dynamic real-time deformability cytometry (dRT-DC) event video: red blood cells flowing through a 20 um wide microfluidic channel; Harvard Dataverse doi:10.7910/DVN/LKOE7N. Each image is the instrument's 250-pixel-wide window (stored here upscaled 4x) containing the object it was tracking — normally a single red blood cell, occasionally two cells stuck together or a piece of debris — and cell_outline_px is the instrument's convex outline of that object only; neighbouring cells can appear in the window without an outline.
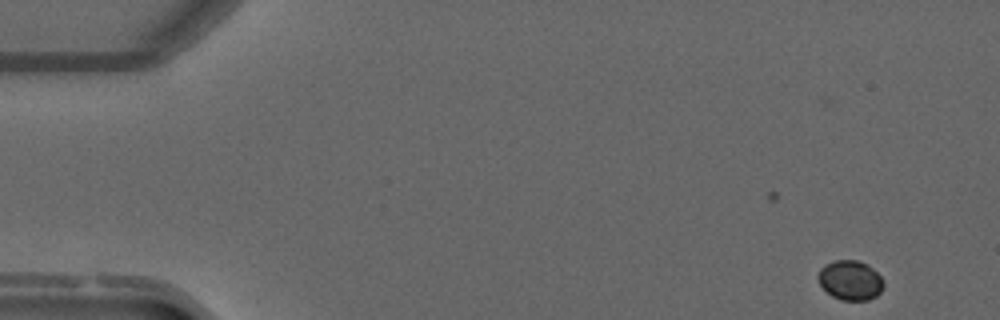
{"species": "common noctule bat (a hibernating species)", "species_latin": "Nyctalus noctula", "temperature_condition": "warm", "stored_images_in_passage": 32, "camera_frame_rate_fps": 3000, "um_per_image_px": 0.085, "animal": {"sex": "male", "forearm_length_mm": 52.5}, "frame": {"image": 1, "passage_image": 1, "time_ms": 0.0, "image_size_px": [1000, 320], "cell_outline_px": [[884, 288], [876, 296], [868, 300], [840, 300], [832, 296], [820, 284], [816, 276], [820, 268], [824, 264], [836, 260], [856, 260], [868, 264], [884, 280]], "centroid_in_image_um": [72.27, 23.81], "position_along_channel_um": 12.7, "area_um2": 15.26}}
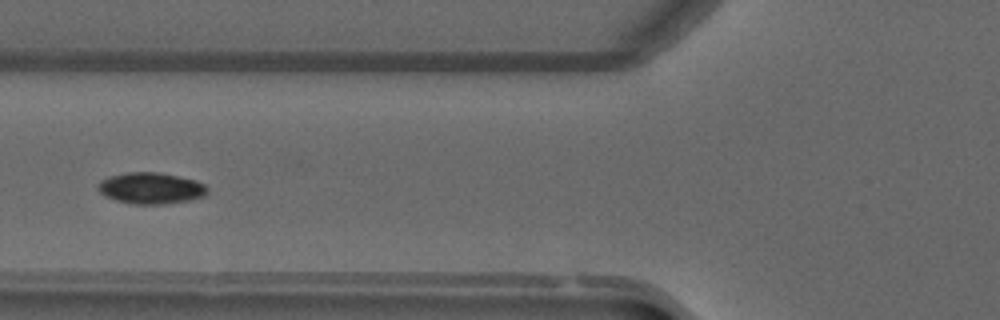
{"frame": {"image": 2, "passage_image": 18, "time_ms": 5.667, "image_size_px": [1000, 320], "cell_outline_px": [[208, 192], [204, 196], [188, 200], [160, 204], [136, 204], [116, 200], [104, 196], [96, 188], [96, 184], [100, 180], [108, 176], [128, 172], [156, 172], [196, 180], [204, 184], [208, 188]], "centroid_in_image_um": [12.78, 15.99], "position_along_channel_um": 113.0, "area_um2": 19.94}}
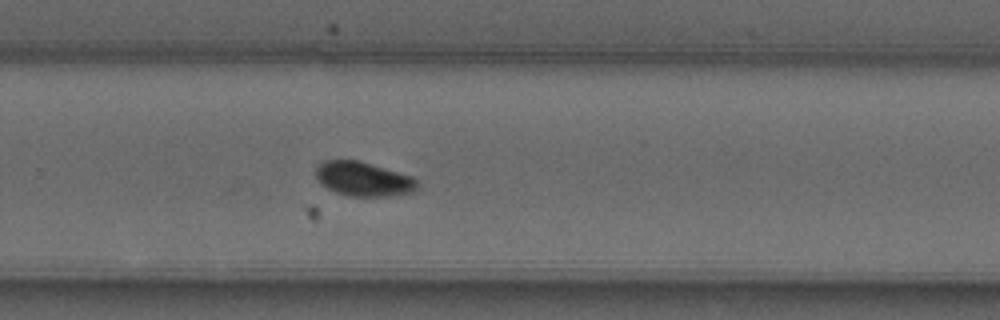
{"frame": {"image": 3, "passage_image": 32, "time_ms": 10.333, "image_size_px": [1000, 320], "cell_outline_px": [[416, 188], [412, 192], [388, 196], [348, 196], [336, 192], [328, 188], [316, 176], [316, 164], [324, 160], [360, 160], [412, 176], [416, 180]], "centroid_in_image_um": [30.87, 15.2], "position_along_channel_um": 298.9, "area_um2": 20.11}}